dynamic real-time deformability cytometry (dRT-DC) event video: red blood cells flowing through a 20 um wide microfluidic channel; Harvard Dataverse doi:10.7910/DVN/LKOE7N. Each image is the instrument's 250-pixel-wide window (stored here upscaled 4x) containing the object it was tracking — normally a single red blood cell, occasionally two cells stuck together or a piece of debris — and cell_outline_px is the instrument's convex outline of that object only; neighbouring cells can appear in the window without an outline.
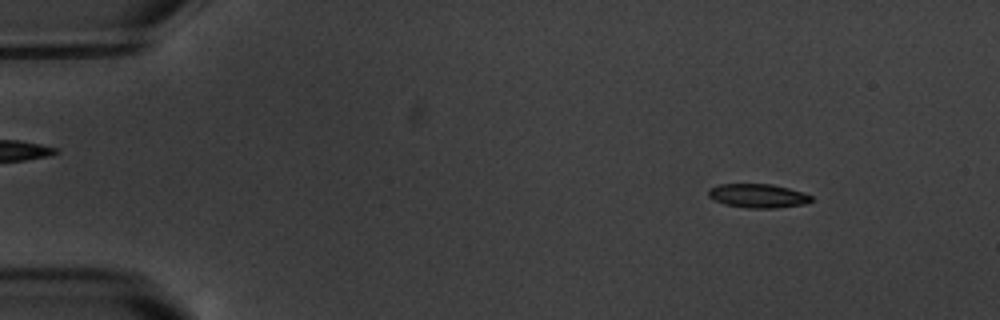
{"species": "common noctule bat (a hibernating species)", "species_latin": "Nyctalus noctula", "temperature_condition": "warm", "stored_images_in_passage": 6, "camera_frame_rate_fps": 3000, "um_per_image_px": 0.085, "animal": {"sex": "male", "body_mass_g": 20.1, "forearm_length_mm": 53.5}, "frame": {"image": 1, "passage_image": 2, "time_ms": 1.0, "image_size_px": [1000, 320], "cell_outline_px": [[812, 200], [808, 204], [776, 208], [744, 208], [724, 204], [708, 196], [708, 188], [720, 184], [772, 184], [788, 188], [812, 196]], "centroid_in_image_um": [64.42, 16.65], "position_along_channel_um": 20.6, "area_um2": 14.39}}
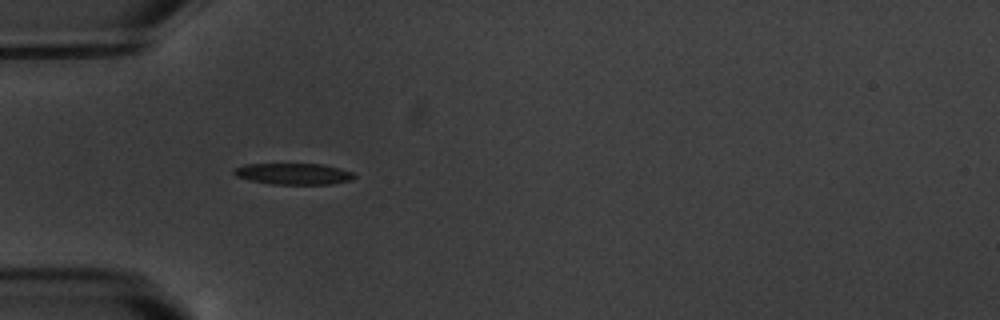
{"frame": {"image": 2, "passage_image": 5, "time_ms": 4.667, "image_size_px": [1000, 320], "cell_outline_px": [[356, 176], [352, 180], [332, 184], [272, 184], [248, 180], [236, 176], [232, 172], [236, 168], [244, 164], [324, 164], [340, 168], [352, 172]], "centroid_in_image_um": [24.96, 14.78], "position_along_channel_um": 60.0, "area_um2": 14.97}}